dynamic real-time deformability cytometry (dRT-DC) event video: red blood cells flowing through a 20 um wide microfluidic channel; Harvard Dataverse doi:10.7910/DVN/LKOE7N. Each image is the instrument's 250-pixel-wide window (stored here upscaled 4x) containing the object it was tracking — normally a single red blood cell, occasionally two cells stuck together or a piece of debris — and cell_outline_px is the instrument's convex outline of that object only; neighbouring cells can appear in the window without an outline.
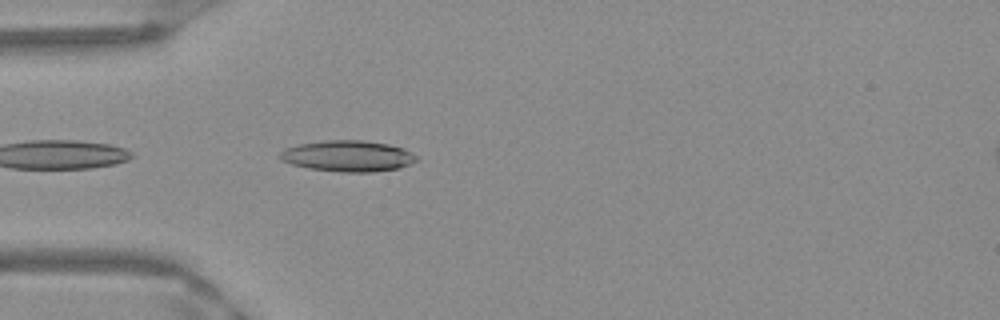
{"species": "Egyptian fruit bat (a non-hibernating species)", "species_latin": "Rousettus aegyptiacus", "temperature_condition": "warm", "stored_images_in_passage": 10, "camera_frame_rate_fps": 3000, "um_per_image_px": 0.085, "frame": {"image": 1, "passage_image": 2, "time_ms": 0.333, "image_size_px": [1000, 320], "cell_outline_px": [[416, 160], [400, 168], [372, 172], [340, 172], [308, 168], [292, 164], [280, 160], [280, 152], [284, 148], [296, 144], [324, 140], [364, 140], [388, 144], [404, 148], [416, 156]], "centroid_in_image_um": [29.53, 13.25], "position_along_channel_um": 55.5, "area_um2": 24.8}}
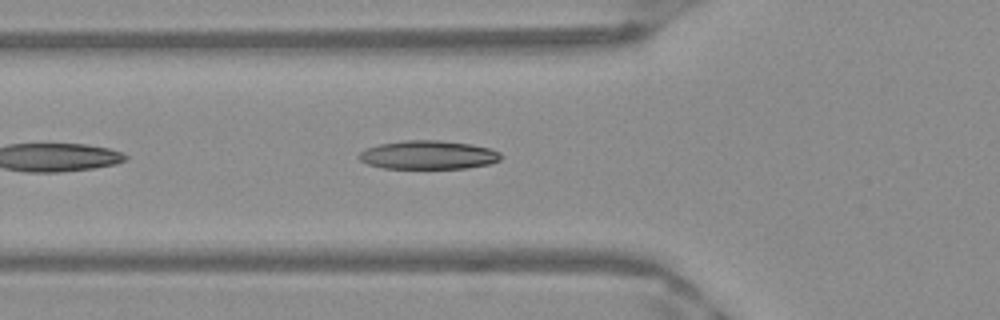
{"frame": {"image": 2, "passage_image": 5, "time_ms": 1.333, "image_size_px": [1000, 320], "cell_outline_px": [[504, 156], [500, 160], [488, 164], [468, 168], [384, 168], [368, 164], [360, 160], [360, 152], [364, 148], [380, 144], [404, 140], [440, 140], [472, 144], [488, 148], [500, 152]], "centroid_in_image_um": [36.43, 13.16], "position_along_channel_um": 89.4, "area_um2": 23.7}}